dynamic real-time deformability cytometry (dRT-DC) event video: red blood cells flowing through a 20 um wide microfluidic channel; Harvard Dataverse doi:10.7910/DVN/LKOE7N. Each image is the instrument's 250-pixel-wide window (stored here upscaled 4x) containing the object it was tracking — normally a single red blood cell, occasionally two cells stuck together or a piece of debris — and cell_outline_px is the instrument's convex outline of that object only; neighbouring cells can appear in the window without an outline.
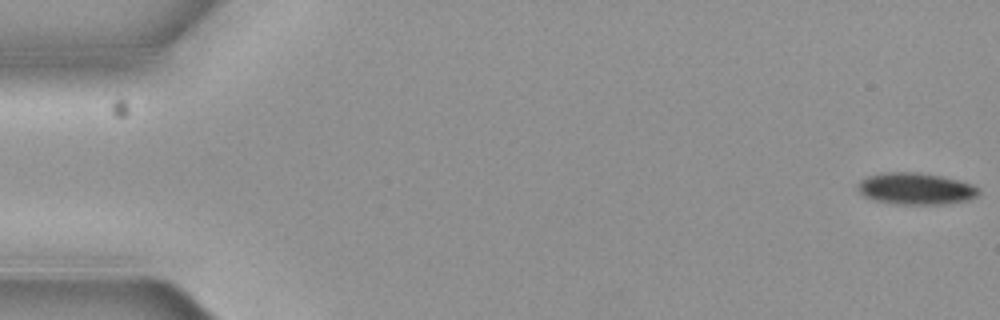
{"species": "common noctule bat (a hibernating species)", "species_latin": "Nyctalus noctula", "temperature_condition": "cold", "stored_images_in_passage": 5, "camera_frame_rate_fps": 3000, "um_per_image_px": 0.085, "animal": {"sex": "female", "body_mass_g": 19.3, "forearm_length_mm": 54.1}, "frame": {"image": 1, "passage_image": 1, "time_ms": 0.0, "image_size_px": [1000, 320], "cell_outline_px": [[976, 196], [968, 200], [948, 204], [896, 204], [872, 200], [864, 196], [856, 188], [856, 184], [860, 180], [868, 176], [880, 172], [920, 172], [940, 176], [956, 180], [968, 184], [976, 188]], "centroid_in_image_um": [77.73, 16.04], "position_along_channel_um": 7.3, "area_um2": 22.25}}